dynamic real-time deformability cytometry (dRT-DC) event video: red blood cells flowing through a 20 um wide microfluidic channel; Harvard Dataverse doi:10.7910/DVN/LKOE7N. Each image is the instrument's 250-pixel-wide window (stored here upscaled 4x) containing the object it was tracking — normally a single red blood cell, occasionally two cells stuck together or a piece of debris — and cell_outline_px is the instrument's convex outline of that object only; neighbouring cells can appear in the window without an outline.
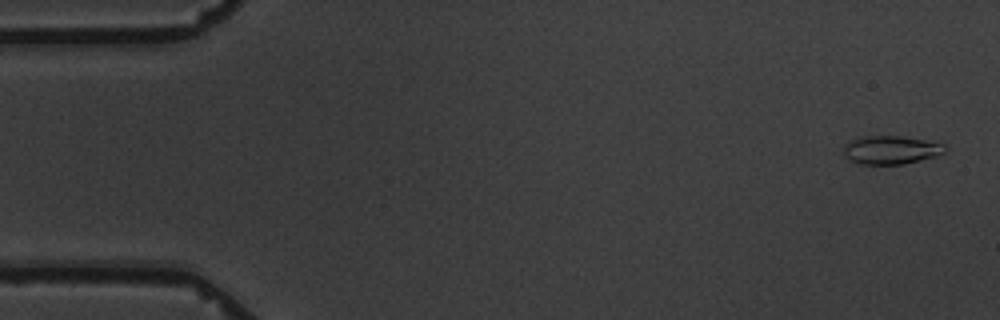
{"species": "common noctule bat (a hibernating species)", "species_latin": "Nyctalus noctula", "temperature_condition": "warm", "stored_images_in_passage": 5, "camera_frame_rate_fps": 3000, "um_per_image_px": 0.085, "animal": {"sex": "male", "body_mass_g": 19.5, "forearm_length_mm": 54.6}, "frame": {"image": 1, "passage_image": 1, "time_ms": 0.0, "image_size_px": [1000, 320], "cell_outline_px": [[948, 148], [944, 152], [936, 156], [904, 164], [860, 164], [852, 160], [844, 152], [844, 144], [848, 140], [860, 136], [900, 136], [924, 140], [944, 144]], "centroid_in_image_um": [75.73, 12.73], "position_along_channel_um": 9.3, "area_um2": 16.7}}
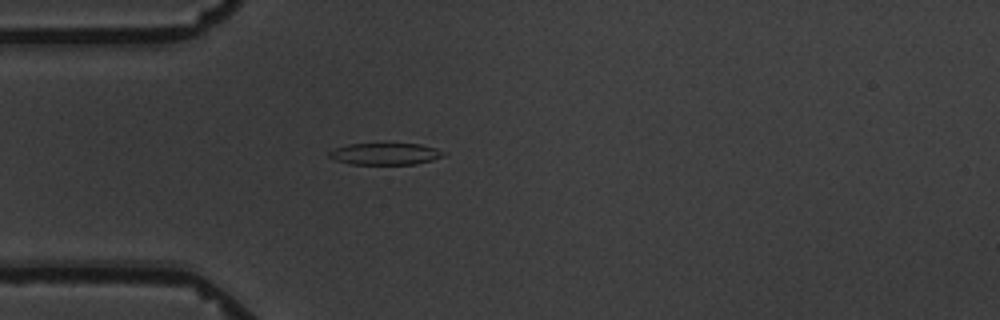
{"frame": {"image": 2, "passage_image": 5, "time_ms": 4.667, "image_size_px": [1000, 320], "cell_outline_px": [[448, 152], [444, 156], [432, 160], [416, 164], [348, 164], [336, 160], [328, 156], [328, 152], [336, 148], [348, 144], [420, 144], [436, 148]], "centroid_in_image_um": [32.78, 13.08], "position_along_channel_um": 52.2, "area_um2": 14.51}}